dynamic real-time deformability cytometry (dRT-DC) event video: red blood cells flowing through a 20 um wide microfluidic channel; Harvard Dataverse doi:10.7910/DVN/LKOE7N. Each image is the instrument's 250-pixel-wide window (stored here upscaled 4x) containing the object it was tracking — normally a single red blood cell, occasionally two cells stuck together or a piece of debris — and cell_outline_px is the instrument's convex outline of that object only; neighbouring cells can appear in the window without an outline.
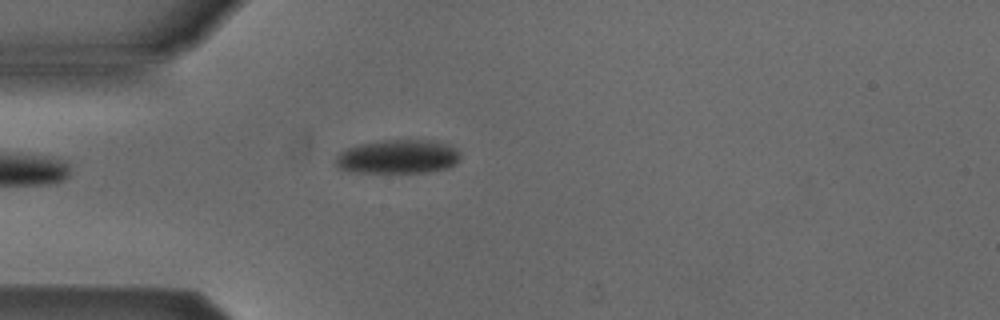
{"species": "Egyptian fruit bat (a non-hibernating species)", "species_latin": "Rousettus aegyptiacus", "temperature_condition": "cold", "stored_images_in_passage": 33, "camera_frame_rate_fps": 3000, "um_per_image_px": 0.085, "animal": {"sex": "male"}, "frame": {"image": 1, "passage_image": 1, "time_ms": 0.0, "image_size_px": [1000, 320], "cell_outline_px": [[460, 160], [456, 164], [448, 168], [428, 172], [356, 172], [340, 168], [336, 164], [336, 156], [340, 152], [348, 148], [360, 144], [384, 140], [432, 140], [448, 144], [456, 148], [460, 152]], "centroid_in_image_um": [33.89, 13.31], "position_along_channel_um": 51.1, "area_um2": 24.62}}
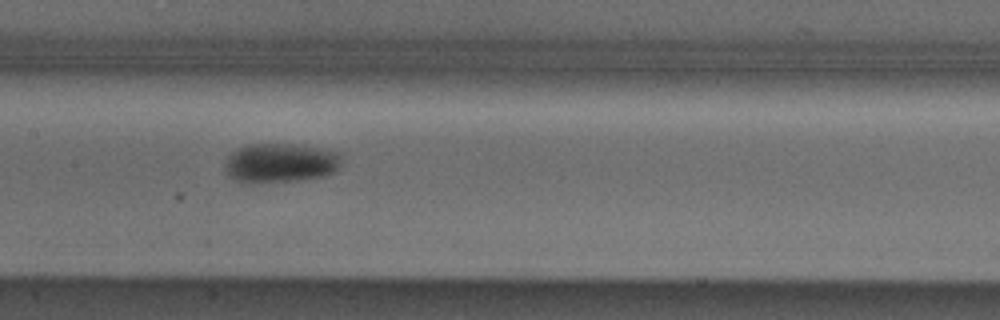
{"frame": {"image": 2, "passage_image": 12, "time_ms": 3.667, "image_size_px": [1000, 320], "cell_outline_px": [[340, 164], [332, 172], [324, 176], [296, 180], [236, 180], [228, 176], [224, 168], [224, 164], [228, 156], [232, 152], [248, 144], [288, 144], [316, 148], [336, 152], [340, 156]], "centroid_in_image_um": [23.8, 13.82], "position_along_channel_um": 183.6, "area_um2": 25.61}}
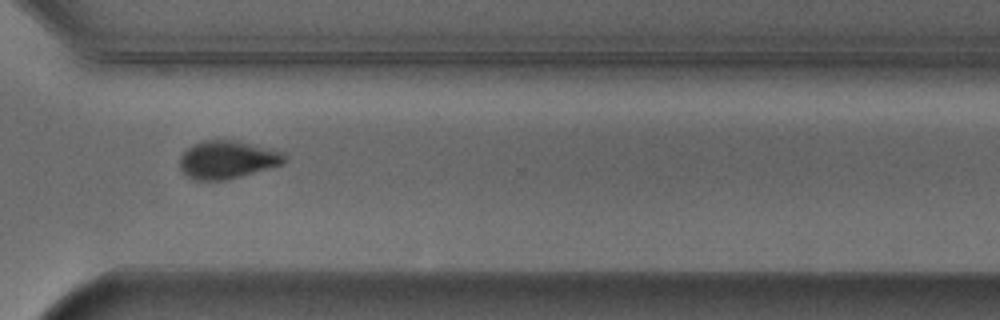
{"frame": {"image": 3, "passage_image": 25, "time_ms": 8.0, "image_size_px": [1000, 320], "cell_outline_px": [[288, 156], [284, 164], [228, 180], [192, 180], [180, 168], [180, 156], [192, 144], [204, 140], [236, 140], [284, 152]], "centroid_in_image_um": [19.35, 13.57], "position_along_channel_um": 351.2, "area_um2": 23.35}, "authors_computed_cell_mechanics": {"area_um2": 25.0852, "velocity_mm_per_s": 3.8824, "shape_relaxation_time_tau1_ms": 2.682, "shape_relaxation_time_tau2_ms": null, "deformation_change_tau1": 0.0997, "deformation_change_tau2": null}}